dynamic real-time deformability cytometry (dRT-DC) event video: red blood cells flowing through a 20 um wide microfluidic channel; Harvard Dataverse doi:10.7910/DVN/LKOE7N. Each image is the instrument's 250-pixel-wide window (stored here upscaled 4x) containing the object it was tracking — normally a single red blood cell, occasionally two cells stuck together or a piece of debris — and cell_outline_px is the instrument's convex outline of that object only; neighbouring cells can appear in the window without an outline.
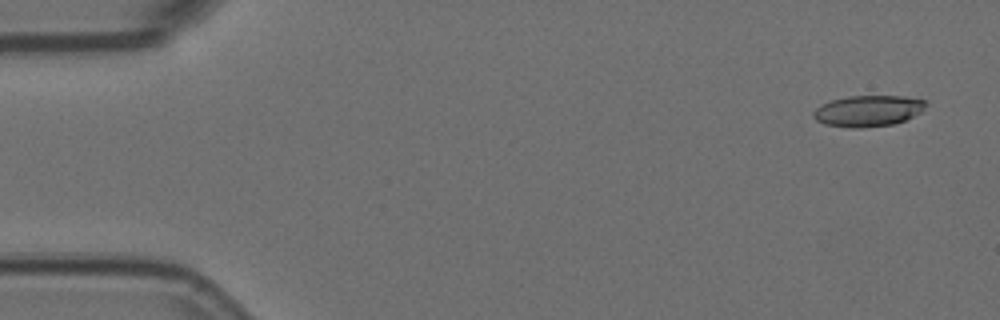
{"species": "Egyptian fruit bat (a non-hibernating species)", "species_latin": "Rousettus aegyptiacus", "temperature_condition": "room temperature", "stored_images_in_passage": 6, "camera_frame_rate_fps": 3000, "um_per_image_px": 0.085, "animal": {"sex": "female"}, "frame": {"image": 1, "passage_image": 1, "time_ms": 0.0, "image_size_px": [1000, 320], "cell_outline_px": [[928, 104], [920, 112], [904, 120], [892, 124], [860, 128], [852, 128], [824, 124], [816, 120], [812, 116], [812, 112], [820, 104], [832, 100], [848, 96], [900, 96], [924, 100]], "centroid_in_image_um": [73.74, 9.42], "position_along_channel_um": 11.3, "area_um2": 20.29}}
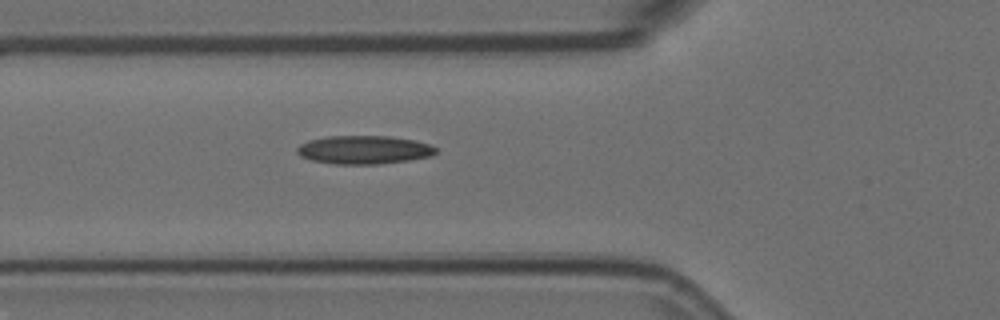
{"frame": {"image": 2, "passage_image": 6, "time_ms": 1.667, "image_size_px": [1000, 320], "cell_outline_px": [[436, 152], [432, 156], [408, 160], [380, 164], [336, 164], [312, 160], [300, 156], [296, 152], [296, 148], [300, 144], [308, 140], [328, 136], [388, 136], [416, 140], [428, 144], [436, 148]], "centroid_in_image_um": [30.92, 12.73], "position_along_channel_um": 94.9, "area_um2": 23.0}}